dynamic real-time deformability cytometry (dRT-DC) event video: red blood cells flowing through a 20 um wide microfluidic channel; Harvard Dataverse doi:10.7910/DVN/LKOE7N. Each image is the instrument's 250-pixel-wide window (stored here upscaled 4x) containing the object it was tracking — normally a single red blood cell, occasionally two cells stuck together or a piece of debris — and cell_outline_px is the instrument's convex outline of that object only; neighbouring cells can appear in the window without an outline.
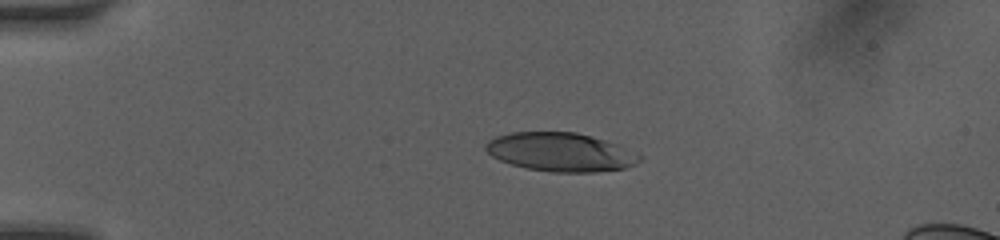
{"species": "human", "species_latin": "Homo sapiens", "temperature_condition": "room temperature", "stored_images_in_passage": 14, "camera_frame_rate_fps": 3000, "um_per_image_px": 0.085, "donor": {"sex": "female"}, "frame": {"image": 1, "passage_image": 7, "time_ms": 3.333, "image_size_px": [1000, 240], "cell_outline_px": [[644, 156], [636, 164], [624, 168], [596, 172], [552, 172], [528, 168], [512, 164], [500, 160], [492, 156], [484, 148], [484, 144], [488, 140], [496, 136], [512, 132], [576, 132], [592, 136], [616, 144]], "centroid_in_image_um": [47.64, 12.92], "position_along_channel_um": 37.4, "area_um2": 34.62}}
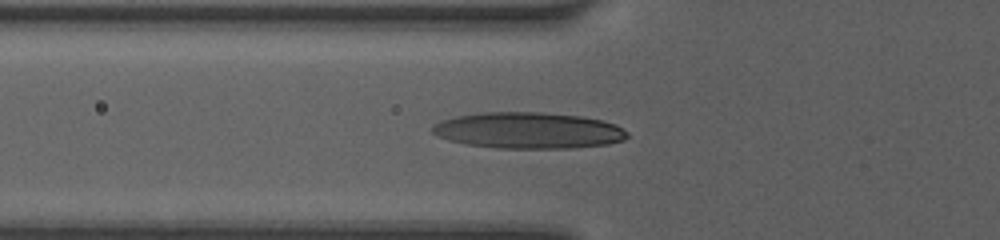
{"frame": {"image": 2, "passage_image": 12, "time_ms": 5.667, "image_size_px": [1000, 240], "cell_outline_px": [[628, 136], [624, 140], [608, 144], [572, 148], [496, 148], [468, 144], [448, 140], [436, 136], [432, 132], [432, 124], [440, 120], [456, 116], [484, 112], [544, 112], [580, 116], [600, 120], [616, 124], [628, 132]], "centroid_in_image_um": [44.89, 11.08], "position_along_channel_um": 80.9, "area_um2": 41.33}}
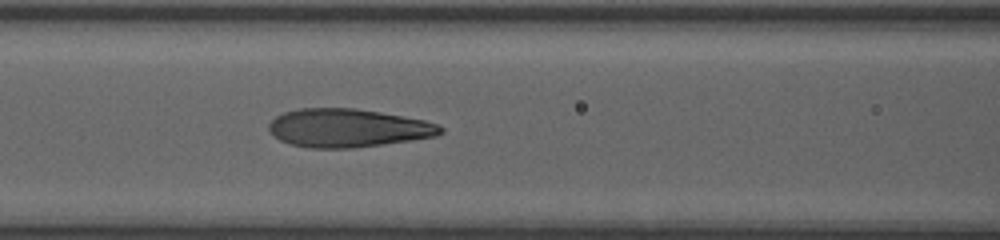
{"frame": {"image": 3, "passage_image": 14, "time_ms": 7.0, "image_size_px": [1000, 240], "cell_outline_px": [[444, 132], [436, 136], [352, 148], [308, 148], [292, 144], [280, 140], [268, 132], [268, 124], [276, 116], [284, 112], [300, 108], [352, 108], [380, 112], [424, 120], [436, 124], [444, 128]], "centroid_in_image_um": [29.52, 10.88], "position_along_channel_um": 137.1, "area_um2": 38.15}}